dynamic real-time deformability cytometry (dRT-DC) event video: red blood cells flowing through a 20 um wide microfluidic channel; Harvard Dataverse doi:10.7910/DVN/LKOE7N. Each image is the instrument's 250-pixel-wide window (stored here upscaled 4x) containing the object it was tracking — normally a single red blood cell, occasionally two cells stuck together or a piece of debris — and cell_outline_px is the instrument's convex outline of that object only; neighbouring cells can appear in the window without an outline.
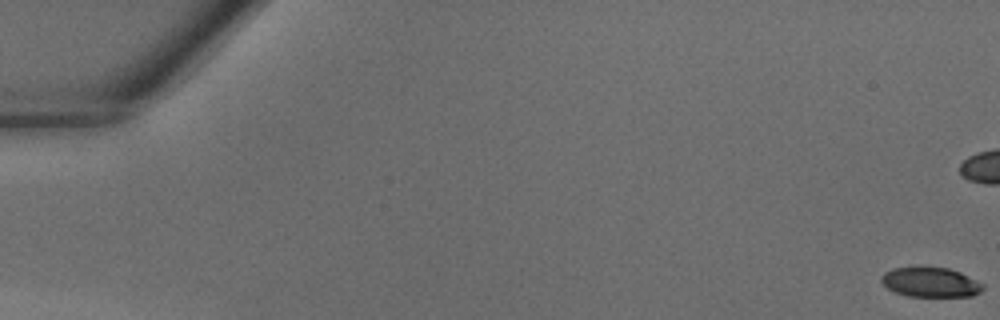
{"species": "common noctule bat (a hibernating species)", "species_latin": "Nyctalus noctula", "temperature_condition": "warm", "stored_images_in_passage": 15, "camera_frame_rate_fps": 3000, "um_per_image_px": 0.085, "animal": {"sex": "male", "body_mass_g": 18.8}, "frame": {"image": 1, "passage_image": 1, "time_ms": 0.0, "image_size_px": [1000, 320], "cell_outline_px": [[984, 288], [980, 292], [972, 296], [908, 296], [896, 292], [888, 288], [880, 280], [880, 276], [884, 272], [892, 268], [920, 264], [948, 268], [960, 272], [984, 284]], "centroid_in_image_um": [79.06, 23.94], "position_along_channel_um": 5.9, "area_um2": 18.15}}